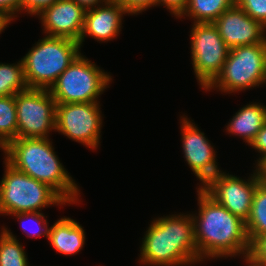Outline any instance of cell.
I'll return each mask as SVG.
<instances>
[{
	"label": "cell",
	"instance_id": "obj_26",
	"mask_svg": "<svg viewBox=\"0 0 266 266\" xmlns=\"http://www.w3.org/2000/svg\"><path fill=\"white\" fill-rule=\"evenodd\" d=\"M119 3L127 14H138L151 6L157 5V0H114Z\"/></svg>",
	"mask_w": 266,
	"mask_h": 266
},
{
	"label": "cell",
	"instance_id": "obj_31",
	"mask_svg": "<svg viewBox=\"0 0 266 266\" xmlns=\"http://www.w3.org/2000/svg\"><path fill=\"white\" fill-rule=\"evenodd\" d=\"M255 170L259 183L266 185V156L257 162Z\"/></svg>",
	"mask_w": 266,
	"mask_h": 266
},
{
	"label": "cell",
	"instance_id": "obj_25",
	"mask_svg": "<svg viewBox=\"0 0 266 266\" xmlns=\"http://www.w3.org/2000/svg\"><path fill=\"white\" fill-rule=\"evenodd\" d=\"M22 11V0H0V19L6 24H10L15 14Z\"/></svg>",
	"mask_w": 266,
	"mask_h": 266
},
{
	"label": "cell",
	"instance_id": "obj_30",
	"mask_svg": "<svg viewBox=\"0 0 266 266\" xmlns=\"http://www.w3.org/2000/svg\"><path fill=\"white\" fill-rule=\"evenodd\" d=\"M250 146H252L260 154H262L258 161L266 156V123L257 133L255 139L251 142Z\"/></svg>",
	"mask_w": 266,
	"mask_h": 266
},
{
	"label": "cell",
	"instance_id": "obj_21",
	"mask_svg": "<svg viewBox=\"0 0 266 266\" xmlns=\"http://www.w3.org/2000/svg\"><path fill=\"white\" fill-rule=\"evenodd\" d=\"M0 234V266H29L23 246L6 227Z\"/></svg>",
	"mask_w": 266,
	"mask_h": 266
},
{
	"label": "cell",
	"instance_id": "obj_33",
	"mask_svg": "<svg viewBox=\"0 0 266 266\" xmlns=\"http://www.w3.org/2000/svg\"><path fill=\"white\" fill-rule=\"evenodd\" d=\"M245 257V261L246 263L249 265L248 266H266L265 264L263 263H260V262H257L251 255L247 254L244 256Z\"/></svg>",
	"mask_w": 266,
	"mask_h": 266
},
{
	"label": "cell",
	"instance_id": "obj_10",
	"mask_svg": "<svg viewBox=\"0 0 266 266\" xmlns=\"http://www.w3.org/2000/svg\"><path fill=\"white\" fill-rule=\"evenodd\" d=\"M98 103H56L55 131L96 149L103 120Z\"/></svg>",
	"mask_w": 266,
	"mask_h": 266
},
{
	"label": "cell",
	"instance_id": "obj_23",
	"mask_svg": "<svg viewBox=\"0 0 266 266\" xmlns=\"http://www.w3.org/2000/svg\"><path fill=\"white\" fill-rule=\"evenodd\" d=\"M13 216H16V218H18L21 223H22V230L27 233V237H41V235L48 237V232H49V228H48V223L45 219V216L43 215V213L41 212H21V213H15V214H11ZM30 218V219H28ZM28 220L31 221V223L37 225V230H33V229H28L25 226V224L23 223L24 221L22 220ZM28 223V222H27ZM33 231V232H32Z\"/></svg>",
	"mask_w": 266,
	"mask_h": 266
},
{
	"label": "cell",
	"instance_id": "obj_29",
	"mask_svg": "<svg viewBox=\"0 0 266 266\" xmlns=\"http://www.w3.org/2000/svg\"><path fill=\"white\" fill-rule=\"evenodd\" d=\"M188 3L189 0H157L158 6L161 4L166 6L171 11L170 13L174 14L177 18L183 14Z\"/></svg>",
	"mask_w": 266,
	"mask_h": 266
},
{
	"label": "cell",
	"instance_id": "obj_16",
	"mask_svg": "<svg viewBox=\"0 0 266 266\" xmlns=\"http://www.w3.org/2000/svg\"><path fill=\"white\" fill-rule=\"evenodd\" d=\"M47 238L58 253L66 256L77 254L85 244L82 226L66 217L60 218L49 228Z\"/></svg>",
	"mask_w": 266,
	"mask_h": 266
},
{
	"label": "cell",
	"instance_id": "obj_8",
	"mask_svg": "<svg viewBox=\"0 0 266 266\" xmlns=\"http://www.w3.org/2000/svg\"><path fill=\"white\" fill-rule=\"evenodd\" d=\"M190 37L193 69L204 90L221 72L230 48L214 23H194Z\"/></svg>",
	"mask_w": 266,
	"mask_h": 266
},
{
	"label": "cell",
	"instance_id": "obj_3",
	"mask_svg": "<svg viewBox=\"0 0 266 266\" xmlns=\"http://www.w3.org/2000/svg\"><path fill=\"white\" fill-rule=\"evenodd\" d=\"M51 143L49 138H16L5 147V160L16 170L49 185L67 204L77 203L80 190Z\"/></svg>",
	"mask_w": 266,
	"mask_h": 266
},
{
	"label": "cell",
	"instance_id": "obj_12",
	"mask_svg": "<svg viewBox=\"0 0 266 266\" xmlns=\"http://www.w3.org/2000/svg\"><path fill=\"white\" fill-rule=\"evenodd\" d=\"M181 120L184 158L197 178L202 181L201 187H203L212 177L221 172L215 160L216 154L209 140L196 125H193L194 123L184 116Z\"/></svg>",
	"mask_w": 266,
	"mask_h": 266
},
{
	"label": "cell",
	"instance_id": "obj_1",
	"mask_svg": "<svg viewBox=\"0 0 266 266\" xmlns=\"http://www.w3.org/2000/svg\"><path fill=\"white\" fill-rule=\"evenodd\" d=\"M197 193L199 214L192 218L198 261L249 254L251 243L246 222L217 203L200 186Z\"/></svg>",
	"mask_w": 266,
	"mask_h": 266
},
{
	"label": "cell",
	"instance_id": "obj_2",
	"mask_svg": "<svg viewBox=\"0 0 266 266\" xmlns=\"http://www.w3.org/2000/svg\"><path fill=\"white\" fill-rule=\"evenodd\" d=\"M142 241L140 264L186 266L199 262L192 214L153 220Z\"/></svg>",
	"mask_w": 266,
	"mask_h": 266
},
{
	"label": "cell",
	"instance_id": "obj_19",
	"mask_svg": "<svg viewBox=\"0 0 266 266\" xmlns=\"http://www.w3.org/2000/svg\"><path fill=\"white\" fill-rule=\"evenodd\" d=\"M246 231L252 244L258 237L266 235V185L257 184L251 213L246 221Z\"/></svg>",
	"mask_w": 266,
	"mask_h": 266
},
{
	"label": "cell",
	"instance_id": "obj_9",
	"mask_svg": "<svg viewBox=\"0 0 266 266\" xmlns=\"http://www.w3.org/2000/svg\"><path fill=\"white\" fill-rule=\"evenodd\" d=\"M17 138H49L55 130L56 101L49 89L28 88L15 94Z\"/></svg>",
	"mask_w": 266,
	"mask_h": 266
},
{
	"label": "cell",
	"instance_id": "obj_14",
	"mask_svg": "<svg viewBox=\"0 0 266 266\" xmlns=\"http://www.w3.org/2000/svg\"><path fill=\"white\" fill-rule=\"evenodd\" d=\"M85 13L86 10L72 0H58L38 15L44 33L49 37H65L79 42Z\"/></svg>",
	"mask_w": 266,
	"mask_h": 266
},
{
	"label": "cell",
	"instance_id": "obj_28",
	"mask_svg": "<svg viewBox=\"0 0 266 266\" xmlns=\"http://www.w3.org/2000/svg\"><path fill=\"white\" fill-rule=\"evenodd\" d=\"M249 255L266 265V235L258 237L250 247Z\"/></svg>",
	"mask_w": 266,
	"mask_h": 266
},
{
	"label": "cell",
	"instance_id": "obj_35",
	"mask_svg": "<svg viewBox=\"0 0 266 266\" xmlns=\"http://www.w3.org/2000/svg\"><path fill=\"white\" fill-rule=\"evenodd\" d=\"M0 149H2L5 153V146L1 143V141H0Z\"/></svg>",
	"mask_w": 266,
	"mask_h": 266
},
{
	"label": "cell",
	"instance_id": "obj_22",
	"mask_svg": "<svg viewBox=\"0 0 266 266\" xmlns=\"http://www.w3.org/2000/svg\"><path fill=\"white\" fill-rule=\"evenodd\" d=\"M17 138L15 95L0 97V141L6 147Z\"/></svg>",
	"mask_w": 266,
	"mask_h": 266
},
{
	"label": "cell",
	"instance_id": "obj_32",
	"mask_svg": "<svg viewBox=\"0 0 266 266\" xmlns=\"http://www.w3.org/2000/svg\"><path fill=\"white\" fill-rule=\"evenodd\" d=\"M72 1L77 3L79 6L83 7L85 10H89L92 8H96V6H99L98 5L99 3L104 5L105 3L109 2L110 0H72Z\"/></svg>",
	"mask_w": 266,
	"mask_h": 266
},
{
	"label": "cell",
	"instance_id": "obj_24",
	"mask_svg": "<svg viewBox=\"0 0 266 266\" xmlns=\"http://www.w3.org/2000/svg\"><path fill=\"white\" fill-rule=\"evenodd\" d=\"M235 4L266 28V0H235Z\"/></svg>",
	"mask_w": 266,
	"mask_h": 266
},
{
	"label": "cell",
	"instance_id": "obj_5",
	"mask_svg": "<svg viewBox=\"0 0 266 266\" xmlns=\"http://www.w3.org/2000/svg\"><path fill=\"white\" fill-rule=\"evenodd\" d=\"M4 162L6 170L0 181V214L40 212L46 206L67 203L49 185L16 170L6 160Z\"/></svg>",
	"mask_w": 266,
	"mask_h": 266
},
{
	"label": "cell",
	"instance_id": "obj_6",
	"mask_svg": "<svg viewBox=\"0 0 266 266\" xmlns=\"http://www.w3.org/2000/svg\"><path fill=\"white\" fill-rule=\"evenodd\" d=\"M266 82V43L233 47L221 72L204 89L232 93Z\"/></svg>",
	"mask_w": 266,
	"mask_h": 266
},
{
	"label": "cell",
	"instance_id": "obj_15",
	"mask_svg": "<svg viewBox=\"0 0 266 266\" xmlns=\"http://www.w3.org/2000/svg\"><path fill=\"white\" fill-rule=\"evenodd\" d=\"M125 13V9L114 0L86 10L79 46H82L86 34L102 42L114 39L121 31V19Z\"/></svg>",
	"mask_w": 266,
	"mask_h": 266
},
{
	"label": "cell",
	"instance_id": "obj_18",
	"mask_svg": "<svg viewBox=\"0 0 266 266\" xmlns=\"http://www.w3.org/2000/svg\"><path fill=\"white\" fill-rule=\"evenodd\" d=\"M235 0H189L183 15L193 18V23H213L224 11L233 7Z\"/></svg>",
	"mask_w": 266,
	"mask_h": 266
},
{
	"label": "cell",
	"instance_id": "obj_7",
	"mask_svg": "<svg viewBox=\"0 0 266 266\" xmlns=\"http://www.w3.org/2000/svg\"><path fill=\"white\" fill-rule=\"evenodd\" d=\"M112 78L81 53L58 77L49 91L56 103L97 102Z\"/></svg>",
	"mask_w": 266,
	"mask_h": 266
},
{
	"label": "cell",
	"instance_id": "obj_27",
	"mask_svg": "<svg viewBox=\"0 0 266 266\" xmlns=\"http://www.w3.org/2000/svg\"><path fill=\"white\" fill-rule=\"evenodd\" d=\"M58 0H22V11L38 15L43 9L51 6Z\"/></svg>",
	"mask_w": 266,
	"mask_h": 266
},
{
	"label": "cell",
	"instance_id": "obj_34",
	"mask_svg": "<svg viewBox=\"0 0 266 266\" xmlns=\"http://www.w3.org/2000/svg\"><path fill=\"white\" fill-rule=\"evenodd\" d=\"M6 27L7 25L0 19V32H2Z\"/></svg>",
	"mask_w": 266,
	"mask_h": 266
},
{
	"label": "cell",
	"instance_id": "obj_17",
	"mask_svg": "<svg viewBox=\"0 0 266 266\" xmlns=\"http://www.w3.org/2000/svg\"><path fill=\"white\" fill-rule=\"evenodd\" d=\"M265 123L266 107L260 103H252L235 113L226 130L229 134L242 136L250 145Z\"/></svg>",
	"mask_w": 266,
	"mask_h": 266
},
{
	"label": "cell",
	"instance_id": "obj_13",
	"mask_svg": "<svg viewBox=\"0 0 266 266\" xmlns=\"http://www.w3.org/2000/svg\"><path fill=\"white\" fill-rule=\"evenodd\" d=\"M213 23L230 49L237 46L266 43V28L236 4L224 11Z\"/></svg>",
	"mask_w": 266,
	"mask_h": 266
},
{
	"label": "cell",
	"instance_id": "obj_11",
	"mask_svg": "<svg viewBox=\"0 0 266 266\" xmlns=\"http://www.w3.org/2000/svg\"><path fill=\"white\" fill-rule=\"evenodd\" d=\"M258 183L255 171L247 181L221 171L201 188L217 203L246 222Z\"/></svg>",
	"mask_w": 266,
	"mask_h": 266
},
{
	"label": "cell",
	"instance_id": "obj_20",
	"mask_svg": "<svg viewBox=\"0 0 266 266\" xmlns=\"http://www.w3.org/2000/svg\"><path fill=\"white\" fill-rule=\"evenodd\" d=\"M28 89L22 59L17 64L0 63V97Z\"/></svg>",
	"mask_w": 266,
	"mask_h": 266
},
{
	"label": "cell",
	"instance_id": "obj_4",
	"mask_svg": "<svg viewBox=\"0 0 266 266\" xmlns=\"http://www.w3.org/2000/svg\"><path fill=\"white\" fill-rule=\"evenodd\" d=\"M79 43L65 37L45 36L22 58L28 88L50 89L80 54Z\"/></svg>",
	"mask_w": 266,
	"mask_h": 266
}]
</instances>
